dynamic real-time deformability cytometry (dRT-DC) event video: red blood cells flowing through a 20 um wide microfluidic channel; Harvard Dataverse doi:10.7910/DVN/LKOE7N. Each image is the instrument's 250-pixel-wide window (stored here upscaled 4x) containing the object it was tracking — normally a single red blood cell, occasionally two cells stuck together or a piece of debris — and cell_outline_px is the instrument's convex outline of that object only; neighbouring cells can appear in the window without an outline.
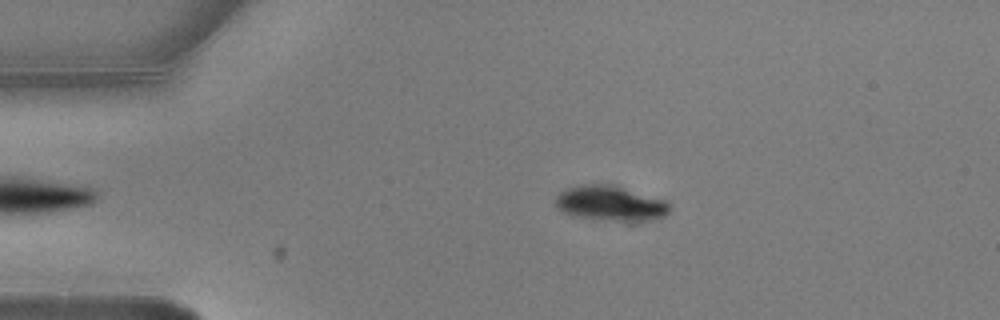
{"species": "common noctule bat (a hibernating species)", "species_latin": "Nyctalus noctula", "temperature_condition": "warm", "stored_images_in_passage": 3, "camera_frame_rate_fps": 3000, "um_per_image_px": 0.085, "animal": {"sex": "male", "body_mass_g": 20.5, "forearm_length_mm": 52.5}, "frame": {"image": 1, "passage_image": 1, "time_ms": 0.0, "image_size_px": [1000, 320], "cell_outline_px": [[672, 208], [664, 216], [652, 220], [632, 224], [576, 216], [564, 212], [556, 208], [552, 204], [556, 196], [564, 188], [580, 184], [616, 184], [668, 200]], "centroid_in_image_um": [51.94, 17.29], "position_along_channel_um": 33.1, "area_um2": 24.62}}
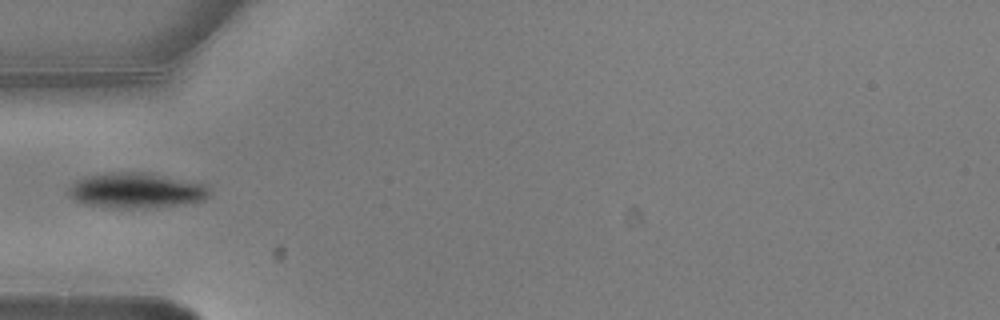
{"frame": {"image": 2, "passage_image": 3, "time_ms": 0.667, "image_size_px": [1000, 320], "cell_outline_px": [[208, 196], [204, 200], [148, 208], [116, 208], [84, 204], [72, 200], [68, 192], [68, 188], [72, 184], [88, 176], [108, 172], [148, 172], [204, 184], [208, 188]], "centroid_in_image_um": [11.53, 16.19], "position_along_channel_um": 73.5, "area_um2": 28.73}}